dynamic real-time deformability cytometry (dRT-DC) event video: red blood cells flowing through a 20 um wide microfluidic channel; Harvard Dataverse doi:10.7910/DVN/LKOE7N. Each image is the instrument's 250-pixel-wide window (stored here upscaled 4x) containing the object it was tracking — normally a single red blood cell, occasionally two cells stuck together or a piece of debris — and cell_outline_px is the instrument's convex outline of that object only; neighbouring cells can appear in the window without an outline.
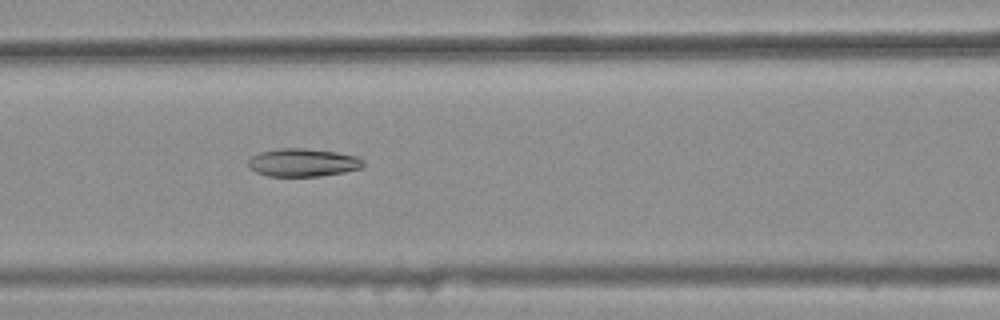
{"species": "common noctule bat (a hibernating species)", "species_latin": "Nyctalus noctula", "temperature_condition": "warm", "stored_images_in_passage": 30, "camera_frame_rate_fps": 3000, "um_per_image_px": 0.085, "animal": {"sex": "female", "body_mass_g": 25.1}, "frame": {"image": 1, "passage_image": 6, "time_ms": 1.667, "image_size_px": [1000, 320], "cell_outline_px": [[364, 164], [360, 168], [344, 172], [320, 176], [268, 176], [256, 172], [248, 164], [248, 160], [252, 156], [260, 152], [280, 148], [304, 148], [336, 152], [356, 156], [364, 160]], "centroid_in_image_um": [25.75, 13.81], "position_along_channel_um": 140.8, "area_um2": 18.67}}
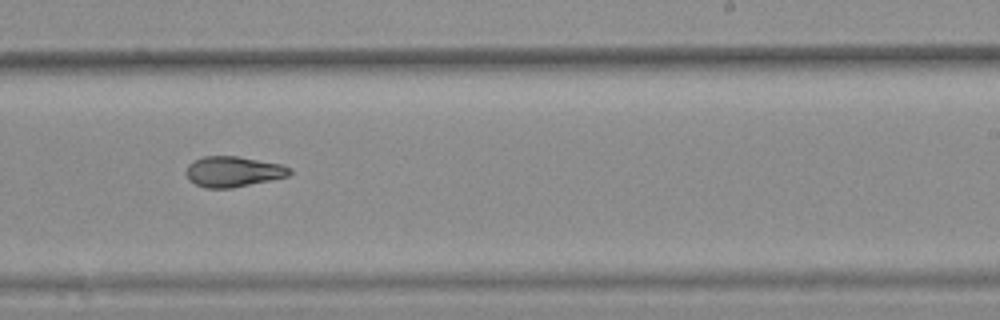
{"frame": {"image": 2, "passage_image": 16, "time_ms": 5.0, "image_size_px": [1000, 320], "cell_outline_px": [[292, 172], [288, 176], [232, 188], [204, 188], [188, 180], [184, 172], [188, 164], [204, 156], [236, 156], [280, 164], [292, 168]], "centroid_in_image_um": [19.78, 14.59], "position_along_channel_um": 269.2, "area_um2": 18.38}}
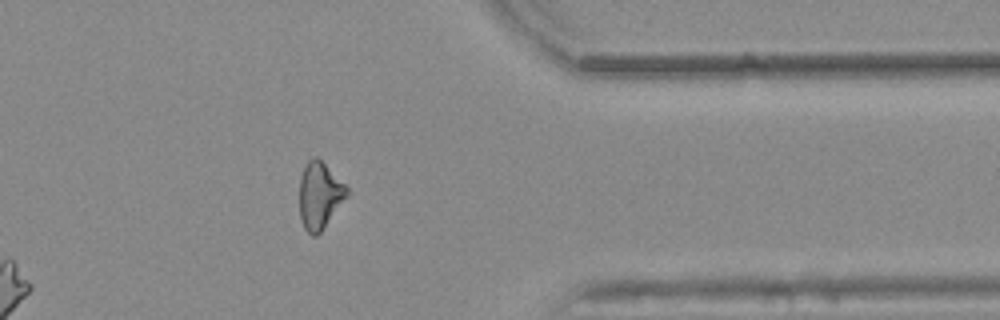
{"frame": {"image": 3, "passage_image": 26, "time_ms": 8.333, "image_size_px": [1000, 320], "cell_outline_px": [[348, 196], [320, 232], [316, 236], [312, 236], [304, 228], [300, 216], [300, 176], [304, 164], [312, 156], [316, 156], [348, 188]], "centroid_in_image_um": [27.15, 16.6], "position_along_channel_um": 384.3, "area_um2": 18.26}}